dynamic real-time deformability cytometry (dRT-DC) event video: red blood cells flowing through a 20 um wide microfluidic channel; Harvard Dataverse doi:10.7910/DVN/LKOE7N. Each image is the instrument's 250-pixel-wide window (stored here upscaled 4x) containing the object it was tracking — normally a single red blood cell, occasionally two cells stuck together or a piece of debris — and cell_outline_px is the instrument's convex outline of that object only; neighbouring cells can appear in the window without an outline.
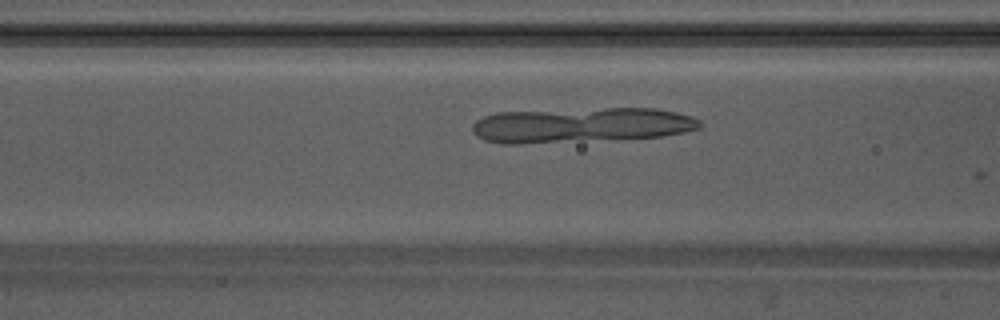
{"species": "Egyptian fruit bat (a non-hibernating species)", "species_latin": "Rousettus aegyptiacus", "temperature_condition": "warm", "stored_images_in_passage": 6, "camera_frame_rate_fps": 3000, "um_per_image_px": 0.085, "animal": {"sex": "male"}, "frame": {"image": 1, "passage_image": 4, "time_ms": 1.0, "image_size_px": [1000, 320], "cell_outline_px": [[704, 124], [700, 128], [684, 132], [660, 136], [520, 144], [500, 144], [484, 140], [476, 136], [472, 132], [472, 124], [476, 120], [484, 116], [496, 112], [604, 108], [656, 108], [676, 112], [692, 116], [700, 120]], "centroid_in_image_um": [49.37, 10.62], "position_along_channel_um": 117.2, "area_um2": 46.53}}